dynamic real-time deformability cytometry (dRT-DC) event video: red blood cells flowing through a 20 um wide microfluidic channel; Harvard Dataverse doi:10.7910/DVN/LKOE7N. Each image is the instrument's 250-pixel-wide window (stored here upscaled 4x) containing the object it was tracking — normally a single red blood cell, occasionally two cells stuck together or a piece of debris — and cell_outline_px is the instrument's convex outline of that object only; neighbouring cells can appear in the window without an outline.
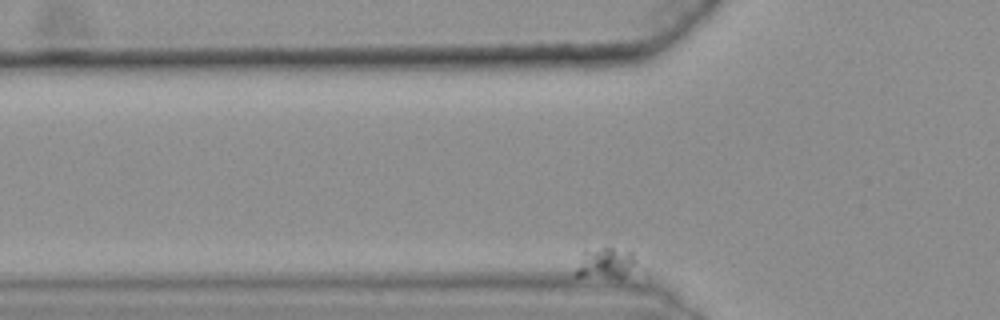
{"species": "common noctule bat (a hibernating species)", "species_latin": "Nyctalus noctula", "temperature_condition": "warm", "stored_images_in_passage": 49, "camera_frame_rate_fps": 3000, "um_per_image_px": 0.085, "animal": {"sex": "female", "body_mass_g": 25.1}, "frame": {"image": 1, "passage_image": 7, "time_ms": 2.0, "image_size_px": [1000, 320], "cell_outline_px": [[636, 264], [624, 276], [572, 276], [584, 252], [600, 248], [612, 248], [632, 252], [636, 260]], "centroid_in_image_um": [51.45, 22.35], "position_along_channel_um": 74.3, "area_um2": 10.29}}
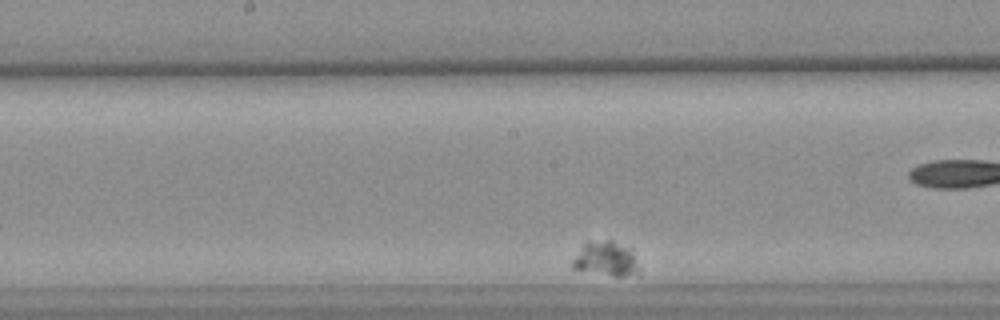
{"frame": {"image": 2, "passage_image": 26, "time_ms": 8.333, "image_size_px": [1000, 320], "cell_outline_px": [[640, 276], [616, 276], [572, 268], [572, 260], [584, 240], [612, 240], [632, 248], [640, 268]], "centroid_in_image_um": [51.56, 21.98], "position_along_channel_um": 196.6, "area_um2": 13.93}}
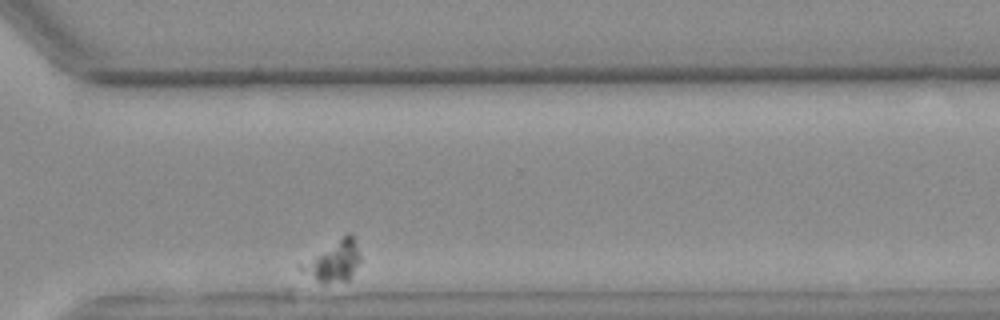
{"frame": {"image": 3, "passage_image": 44, "time_ms": 14.333, "image_size_px": [1000, 320], "cell_outline_px": [[360, 260], [348, 280], [320, 280], [300, 268], [296, 264], [348, 232], [352, 236], [360, 256]], "centroid_in_image_um": [28.33, 22.11], "position_along_channel_um": 342.3, "area_um2": 13.18}}